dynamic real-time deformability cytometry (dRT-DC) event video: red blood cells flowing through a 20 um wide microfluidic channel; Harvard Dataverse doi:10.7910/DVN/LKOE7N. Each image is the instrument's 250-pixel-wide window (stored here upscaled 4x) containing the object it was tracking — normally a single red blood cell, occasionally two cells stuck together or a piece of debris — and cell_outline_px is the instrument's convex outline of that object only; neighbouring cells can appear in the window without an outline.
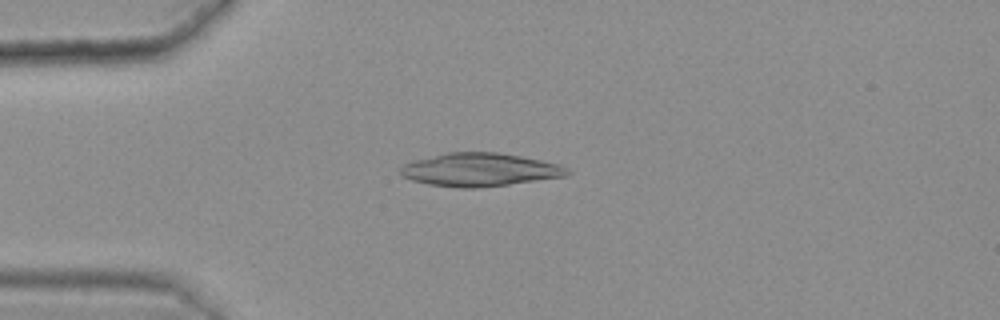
{"species": "common noctule bat (a hibernating species)", "species_latin": "Nyctalus noctula", "temperature_condition": "warm", "stored_images_in_passage": 44, "camera_frame_rate_fps": 3000, "um_per_image_px": 0.085, "animal": {"sex": "female", "body_mass_g": 25.1}, "frame": {"image": 1, "passage_image": 10, "time_ms": 3.0, "image_size_px": [1000, 320], "cell_outline_px": [[572, 172], [568, 176], [508, 184], [476, 188], [460, 188], [428, 184], [412, 180], [404, 176], [400, 172], [400, 168], [404, 164], [416, 160], [444, 152], [500, 152], [560, 164], [568, 168]], "centroid_in_image_um": [40.82, 14.42], "position_along_channel_um": 44.2, "area_um2": 32.25}}
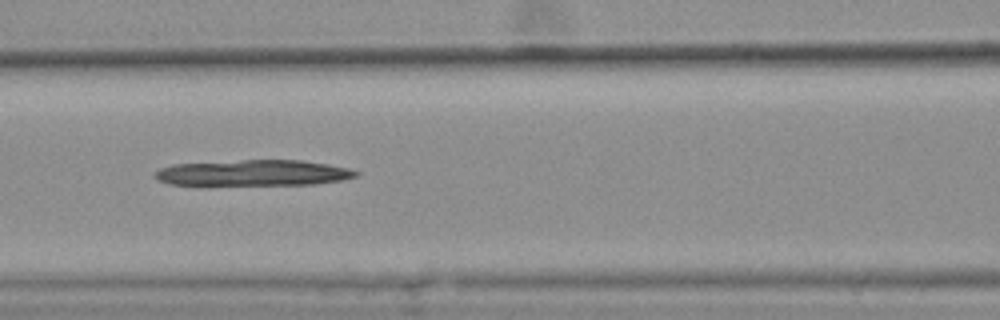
{"frame": {"image": 2, "passage_image": 20, "time_ms": 6.333, "image_size_px": [1000, 320], "cell_outline_px": [[360, 172], [356, 176], [340, 180], [312, 184], [200, 188], [168, 184], [156, 180], [152, 176], [152, 172], [160, 168], [172, 164], [244, 160], [300, 160], [328, 164], [348, 168]], "centroid_in_image_um": [21.32, 14.75], "position_along_channel_um": 145.3, "area_um2": 32.14}}
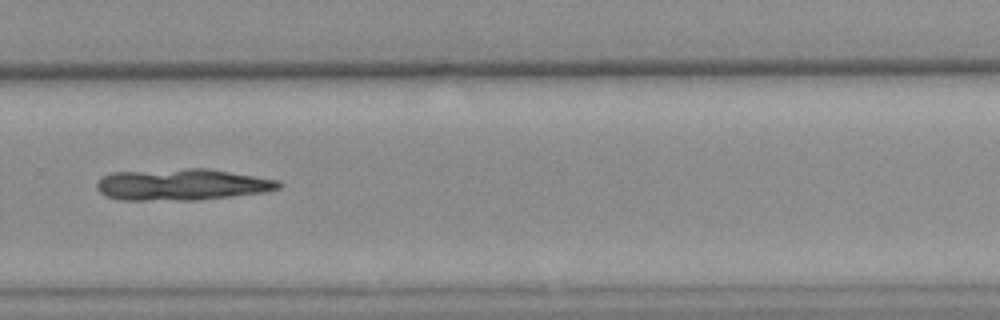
{"frame": {"image": 3, "passage_image": 34, "time_ms": 11.0, "image_size_px": [1000, 320], "cell_outline_px": [[284, 184], [280, 188], [264, 192], [200, 200], [120, 200], [104, 196], [96, 188], [96, 184], [100, 176], [112, 172], [184, 168], [208, 168], [280, 180]], "centroid_in_image_um": [15.45, 15.68], "position_along_channel_um": 314.4, "area_um2": 33.93}}